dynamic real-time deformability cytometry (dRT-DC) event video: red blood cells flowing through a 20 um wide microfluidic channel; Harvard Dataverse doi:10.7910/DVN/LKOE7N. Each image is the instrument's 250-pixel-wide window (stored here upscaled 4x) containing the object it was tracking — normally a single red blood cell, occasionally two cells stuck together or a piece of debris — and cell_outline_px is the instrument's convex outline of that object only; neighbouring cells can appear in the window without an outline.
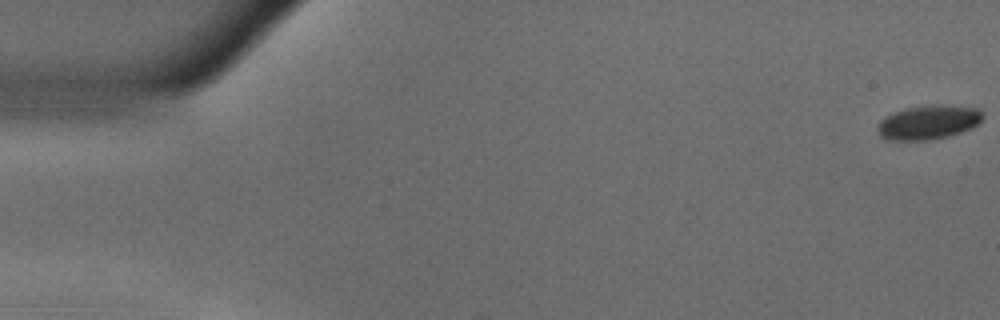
{"species": "common noctule bat (a hibernating species)", "species_latin": "Nyctalus noctula", "temperature_condition": "warm", "stored_images_in_passage": 56, "camera_frame_rate_fps": 3000, "um_per_image_px": 0.085, "animal": {"sex": "male", "body_mass_g": 18.8}, "frame": {"image": 1, "passage_image": 1, "time_ms": 0.0, "image_size_px": [1000, 320], "cell_outline_px": [[984, 116], [976, 124], [960, 132], [948, 136], [928, 140], [888, 140], [880, 136], [876, 128], [880, 120], [904, 108], [932, 104], [944, 104], [980, 108], [984, 112]], "centroid_in_image_um": [78.92, 10.37], "position_along_channel_um": 6.1, "area_um2": 20.98}}
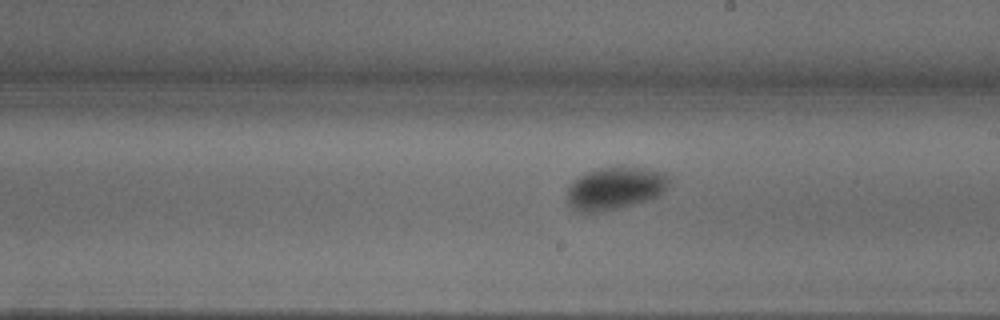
{"frame": {"image": 2, "passage_image": 32, "time_ms": 10.333, "image_size_px": [1000, 320], "cell_outline_px": [[672, 180], [656, 196], [648, 200], [600, 212], [576, 212], [572, 208], [568, 200], [568, 184], [580, 176], [588, 172], [600, 168], [620, 164], [648, 168], [664, 172]], "centroid_in_image_um": [52.28, 15.96], "position_along_channel_um": 236.7, "area_um2": 25.55}}
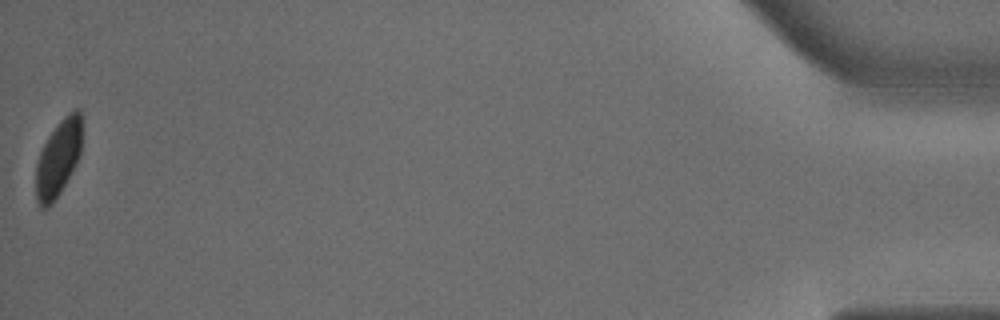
{"frame": {"image": 3, "passage_image": 56, "time_ms": 18.333, "image_size_px": [1000, 320], "cell_outline_px": [[80, 156], [76, 164], [60, 192], [52, 204], [48, 208], [40, 208], [36, 200], [36, 164], [40, 152], [48, 136], [60, 120], [68, 112], [76, 108], [80, 108]], "centroid_in_image_um": [4.93, 13.47], "position_along_channel_um": 430.3, "area_um2": 20.35}, "authors_computed_cell_mechanics": {"area_um2": 23.2067, "velocity_mm_per_s": 3.6339, "shape_relaxation_time_tau1_ms": 6.6033, "shape_relaxation_time_tau2_ms": null, "deformation_change_tau1": 0.1238, "deformation_change_tau2": null}}